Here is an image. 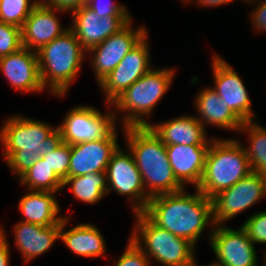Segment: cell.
I'll return each instance as SVG.
<instances>
[{"instance_id": "obj_14", "label": "cell", "mask_w": 266, "mask_h": 266, "mask_svg": "<svg viewBox=\"0 0 266 266\" xmlns=\"http://www.w3.org/2000/svg\"><path fill=\"white\" fill-rule=\"evenodd\" d=\"M208 234L209 245L216 257L213 262L216 264L259 266L256 247L242 227L233 229L226 225H215Z\"/></svg>"}, {"instance_id": "obj_35", "label": "cell", "mask_w": 266, "mask_h": 266, "mask_svg": "<svg viewBox=\"0 0 266 266\" xmlns=\"http://www.w3.org/2000/svg\"><path fill=\"white\" fill-rule=\"evenodd\" d=\"M40 4L57 8L70 13L71 11L88 5L89 0H38Z\"/></svg>"}, {"instance_id": "obj_2", "label": "cell", "mask_w": 266, "mask_h": 266, "mask_svg": "<svg viewBox=\"0 0 266 266\" xmlns=\"http://www.w3.org/2000/svg\"><path fill=\"white\" fill-rule=\"evenodd\" d=\"M63 142L57 126L42 120L12 115L0 128V145L9 170L20 177L37 159L56 149Z\"/></svg>"}, {"instance_id": "obj_3", "label": "cell", "mask_w": 266, "mask_h": 266, "mask_svg": "<svg viewBox=\"0 0 266 266\" xmlns=\"http://www.w3.org/2000/svg\"><path fill=\"white\" fill-rule=\"evenodd\" d=\"M122 132L150 197L184 189L173 173L166 145L149 126L126 127Z\"/></svg>"}, {"instance_id": "obj_20", "label": "cell", "mask_w": 266, "mask_h": 266, "mask_svg": "<svg viewBox=\"0 0 266 266\" xmlns=\"http://www.w3.org/2000/svg\"><path fill=\"white\" fill-rule=\"evenodd\" d=\"M60 225L41 226L16 222L13 226L14 244L26 263L49 251L60 239Z\"/></svg>"}, {"instance_id": "obj_5", "label": "cell", "mask_w": 266, "mask_h": 266, "mask_svg": "<svg viewBox=\"0 0 266 266\" xmlns=\"http://www.w3.org/2000/svg\"><path fill=\"white\" fill-rule=\"evenodd\" d=\"M153 67L111 103L116 120L121 118L122 128L149 126L147 118L171 88L177 68Z\"/></svg>"}, {"instance_id": "obj_37", "label": "cell", "mask_w": 266, "mask_h": 266, "mask_svg": "<svg viewBox=\"0 0 266 266\" xmlns=\"http://www.w3.org/2000/svg\"><path fill=\"white\" fill-rule=\"evenodd\" d=\"M234 1H237V0H188L187 4L194 2V4H196V6H200V7H219V6H224V5H228L230 3H233ZM245 1V0H243Z\"/></svg>"}, {"instance_id": "obj_12", "label": "cell", "mask_w": 266, "mask_h": 266, "mask_svg": "<svg viewBox=\"0 0 266 266\" xmlns=\"http://www.w3.org/2000/svg\"><path fill=\"white\" fill-rule=\"evenodd\" d=\"M148 39L147 34L99 83V89L105 95V103L111 104L136 80L153 68Z\"/></svg>"}, {"instance_id": "obj_23", "label": "cell", "mask_w": 266, "mask_h": 266, "mask_svg": "<svg viewBox=\"0 0 266 266\" xmlns=\"http://www.w3.org/2000/svg\"><path fill=\"white\" fill-rule=\"evenodd\" d=\"M65 216L60 225V240L73 254L84 258H100L105 256L106 242L102 232L91 223H78L68 230L65 228L70 221Z\"/></svg>"}, {"instance_id": "obj_18", "label": "cell", "mask_w": 266, "mask_h": 266, "mask_svg": "<svg viewBox=\"0 0 266 266\" xmlns=\"http://www.w3.org/2000/svg\"><path fill=\"white\" fill-rule=\"evenodd\" d=\"M67 11L51 8L38 3L21 28L22 46L37 52L70 27H62L58 13Z\"/></svg>"}, {"instance_id": "obj_31", "label": "cell", "mask_w": 266, "mask_h": 266, "mask_svg": "<svg viewBox=\"0 0 266 266\" xmlns=\"http://www.w3.org/2000/svg\"><path fill=\"white\" fill-rule=\"evenodd\" d=\"M241 227L247 232L254 245L266 244V210L252 213Z\"/></svg>"}, {"instance_id": "obj_17", "label": "cell", "mask_w": 266, "mask_h": 266, "mask_svg": "<svg viewBox=\"0 0 266 266\" xmlns=\"http://www.w3.org/2000/svg\"><path fill=\"white\" fill-rule=\"evenodd\" d=\"M0 70L10 86L21 93H40L43 87L35 51L21 47L16 52L0 58Z\"/></svg>"}, {"instance_id": "obj_36", "label": "cell", "mask_w": 266, "mask_h": 266, "mask_svg": "<svg viewBox=\"0 0 266 266\" xmlns=\"http://www.w3.org/2000/svg\"><path fill=\"white\" fill-rule=\"evenodd\" d=\"M10 246L6 231L0 226V266H10Z\"/></svg>"}, {"instance_id": "obj_29", "label": "cell", "mask_w": 266, "mask_h": 266, "mask_svg": "<svg viewBox=\"0 0 266 266\" xmlns=\"http://www.w3.org/2000/svg\"><path fill=\"white\" fill-rule=\"evenodd\" d=\"M71 145L62 142L56 149L41 156L49 167L64 181L69 177Z\"/></svg>"}, {"instance_id": "obj_32", "label": "cell", "mask_w": 266, "mask_h": 266, "mask_svg": "<svg viewBox=\"0 0 266 266\" xmlns=\"http://www.w3.org/2000/svg\"><path fill=\"white\" fill-rule=\"evenodd\" d=\"M115 266H152L151 260L145 253L129 238L125 250L121 256L114 258Z\"/></svg>"}, {"instance_id": "obj_34", "label": "cell", "mask_w": 266, "mask_h": 266, "mask_svg": "<svg viewBox=\"0 0 266 266\" xmlns=\"http://www.w3.org/2000/svg\"><path fill=\"white\" fill-rule=\"evenodd\" d=\"M244 3H249L251 6H255L250 12V23L257 33L266 32V0H245Z\"/></svg>"}, {"instance_id": "obj_39", "label": "cell", "mask_w": 266, "mask_h": 266, "mask_svg": "<svg viewBox=\"0 0 266 266\" xmlns=\"http://www.w3.org/2000/svg\"><path fill=\"white\" fill-rule=\"evenodd\" d=\"M263 260H264L263 261L264 262L263 265L266 266V250H265V256H264Z\"/></svg>"}, {"instance_id": "obj_25", "label": "cell", "mask_w": 266, "mask_h": 266, "mask_svg": "<svg viewBox=\"0 0 266 266\" xmlns=\"http://www.w3.org/2000/svg\"><path fill=\"white\" fill-rule=\"evenodd\" d=\"M70 186L73 197L85 204H95L107 195L106 172L67 177L63 189Z\"/></svg>"}, {"instance_id": "obj_38", "label": "cell", "mask_w": 266, "mask_h": 266, "mask_svg": "<svg viewBox=\"0 0 266 266\" xmlns=\"http://www.w3.org/2000/svg\"><path fill=\"white\" fill-rule=\"evenodd\" d=\"M193 266H198L196 259L194 260ZM205 266H221V265L216 264L215 262L212 261L211 263H208Z\"/></svg>"}, {"instance_id": "obj_15", "label": "cell", "mask_w": 266, "mask_h": 266, "mask_svg": "<svg viewBox=\"0 0 266 266\" xmlns=\"http://www.w3.org/2000/svg\"><path fill=\"white\" fill-rule=\"evenodd\" d=\"M70 29L88 51L124 28L133 17H99L88 6L71 11Z\"/></svg>"}, {"instance_id": "obj_24", "label": "cell", "mask_w": 266, "mask_h": 266, "mask_svg": "<svg viewBox=\"0 0 266 266\" xmlns=\"http://www.w3.org/2000/svg\"><path fill=\"white\" fill-rule=\"evenodd\" d=\"M26 191L18 201V209L23 215L22 222L41 226L61 224L65 216L60 214L61 206L55 197L57 193L28 189Z\"/></svg>"}, {"instance_id": "obj_33", "label": "cell", "mask_w": 266, "mask_h": 266, "mask_svg": "<svg viewBox=\"0 0 266 266\" xmlns=\"http://www.w3.org/2000/svg\"><path fill=\"white\" fill-rule=\"evenodd\" d=\"M87 6L99 17H133L124 4L113 0H89Z\"/></svg>"}, {"instance_id": "obj_40", "label": "cell", "mask_w": 266, "mask_h": 266, "mask_svg": "<svg viewBox=\"0 0 266 266\" xmlns=\"http://www.w3.org/2000/svg\"><path fill=\"white\" fill-rule=\"evenodd\" d=\"M181 2H183V3H186V4H187L188 0H182Z\"/></svg>"}, {"instance_id": "obj_6", "label": "cell", "mask_w": 266, "mask_h": 266, "mask_svg": "<svg viewBox=\"0 0 266 266\" xmlns=\"http://www.w3.org/2000/svg\"><path fill=\"white\" fill-rule=\"evenodd\" d=\"M251 172L249 159L238 138L215 137L208 148L203 174L196 189L212 198Z\"/></svg>"}, {"instance_id": "obj_16", "label": "cell", "mask_w": 266, "mask_h": 266, "mask_svg": "<svg viewBox=\"0 0 266 266\" xmlns=\"http://www.w3.org/2000/svg\"><path fill=\"white\" fill-rule=\"evenodd\" d=\"M116 128L107 138L71 146L69 177L106 172L113 153L120 146Z\"/></svg>"}, {"instance_id": "obj_28", "label": "cell", "mask_w": 266, "mask_h": 266, "mask_svg": "<svg viewBox=\"0 0 266 266\" xmlns=\"http://www.w3.org/2000/svg\"><path fill=\"white\" fill-rule=\"evenodd\" d=\"M38 0H0V21L22 28Z\"/></svg>"}, {"instance_id": "obj_9", "label": "cell", "mask_w": 266, "mask_h": 266, "mask_svg": "<svg viewBox=\"0 0 266 266\" xmlns=\"http://www.w3.org/2000/svg\"><path fill=\"white\" fill-rule=\"evenodd\" d=\"M122 149L120 146L117 148L107 165V194L114 191L126 196L133 214L143 212L151 197L146 193L132 152L128 147L125 151Z\"/></svg>"}, {"instance_id": "obj_4", "label": "cell", "mask_w": 266, "mask_h": 266, "mask_svg": "<svg viewBox=\"0 0 266 266\" xmlns=\"http://www.w3.org/2000/svg\"><path fill=\"white\" fill-rule=\"evenodd\" d=\"M36 53L43 87L55 97H65L82 69L87 51L69 28Z\"/></svg>"}, {"instance_id": "obj_22", "label": "cell", "mask_w": 266, "mask_h": 266, "mask_svg": "<svg viewBox=\"0 0 266 266\" xmlns=\"http://www.w3.org/2000/svg\"><path fill=\"white\" fill-rule=\"evenodd\" d=\"M195 117L204 125L217 127L221 130L238 132L243 121L222 101L218 93L211 86L202 88L195 95Z\"/></svg>"}, {"instance_id": "obj_27", "label": "cell", "mask_w": 266, "mask_h": 266, "mask_svg": "<svg viewBox=\"0 0 266 266\" xmlns=\"http://www.w3.org/2000/svg\"><path fill=\"white\" fill-rule=\"evenodd\" d=\"M18 179L20 186L24 185L28 190L59 193L63 189V180L41 157Z\"/></svg>"}, {"instance_id": "obj_8", "label": "cell", "mask_w": 266, "mask_h": 266, "mask_svg": "<svg viewBox=\"0 0 266 266\" xmlns=\"http://www.w3.org/2000/svg\"><path fill=\"white\" fill-rule=\"evenodd\" d=\"M109 110L102 114L90 105H77L69 110L57 128L64 143L75 145L82 142L107 138L118 128L115 113L111 104L105 103Z\"/></svg>"}, {"instance_id": "obj_1", "label": "cell", "mask_w": 266, "mask_h": 266, "mask_svg": "<svg viewBox=\"0 0 266 266\" xmlns=\"http://www.w3.org/2000/svg\"><path fill=\"white\" fill-rule=\"evenodd\" d=\"M143 213L157 226L187 239L195 247L203 232L214 229L212 199L195 188L150 198Z\"/></svg>"}, {"instance_id": "obj_13", "label": "cell", "mask_w": 266, "mask_h": 266, "mask_svg": "<svg viewBox=\"0 0 266 266\" xmlns=\"http://www.w3.org/2000/svg\"><path fill=\"white\" fill-rule=\"evenodd\" d=\"M213 85L222 101L243 122L253 121L257 114L251 108V99L238 72L218 53L211 56Z\"/></svg>"}, {"instance_id": "obj_19", "label": "cell", "mask_w": 266, "mask_h": 266, "mask_svg": "<svg viewBox=\"0 0 266 266\" xmlns=\"http://www.w3.org/2000/svg\"><path fill=\"white\" fill-rule=\"evenodd\" d=\"M181 116V117H180ZM160 123L152 122L149 127L165 145H210L214 139L208 138L204 125L195 115H180Z\"/></svg>"}, {"instance_id": "obj_21", "label": "cell", "mask_w": 266, "mask_h": 266, "mask_svg": "<svg viewBox=\"0 0 266 266\" xmlns=\"http://www.w3.org/2000/svg\"><path fill=\"white\" fill-rule=\"evenodd\" d=\"M210 145H166L169 163L177 181L184 187L195 188L201 180L206 154Z\"/></svg>"}, {"instance_id": "obj_26", "label": "cell", "mask_w": 266, "mask_h": 266, "mask_svg": "<svg viewBox=\"0 0 266 266\" xmlns=\"http://www.w3.org/2000/svg\"><path fill=\"white\" fill-rule=\"evenodd\" d=\"M246 134L248 143L242 144L252 172L266 176V128L256 121L244 122L238 133Z\"/></svg>"}, {"instance_id": "obj_10", "label": "cell", "mask_w": 266, "mask_h": 266, "mask_svg": "<svg viewBox=\"0 0 266 266\" xmlns=\"http://www.w3.org/2000/svg\"><path fill=\"white\" fill-rule=\"evenodd\" d=\"M265 197L266 176L251 172L232 187L211 198L214 224L226 225V222L234 219L239 213L246 211Z\"/></svg>"}, {"instance_id": "obj_11", "label": "cell", "mask_w": 266, "mask_h": 266, "mask_svg": "<svg viewBox=\"0 0 266 266\" xmlns=\"http://www.w3.org/2000/svg\"><path fill=\"white\" fill-rule=\"evenodd\" d=\"M132 22L133 20L119 32L112 34L102 43L87 51V57H91L89 60L92 62L90 66H92L91 68L98 84L148 34L149 30H147L145 25H140V27L135 29L132 26Z\"/></svg>"}, {"instance_id": "obj_7", "label": "cell", "mask_w": 266, "mask_h": 266, "mask_svg": "<svg viewBox=\"0 0 266 266\" xmlns=\"http://www.w3.org/2000/svg\"><path fill=\"white\" fill-rule=\"evenodd\" d=\"M135 226L131 240L145 255L163 266H193L196 247L187 239L178 237L154 224L143 212L132 214Z\"/></svg>"}, {"instance_id": "obj_30", "label": "cell", "mask_w": 266, "mask_h": 266, "mask_svg": "<svg viewBox=\"0 0 266 266\" xmlns=\"http://www.w3.org/2000/svg\"><path fill=\"white\" fill-rule=\"evenodd\" d=\"M21 47V28L0 21V58L16 52Z\"/></svg>"}]
</instances>
